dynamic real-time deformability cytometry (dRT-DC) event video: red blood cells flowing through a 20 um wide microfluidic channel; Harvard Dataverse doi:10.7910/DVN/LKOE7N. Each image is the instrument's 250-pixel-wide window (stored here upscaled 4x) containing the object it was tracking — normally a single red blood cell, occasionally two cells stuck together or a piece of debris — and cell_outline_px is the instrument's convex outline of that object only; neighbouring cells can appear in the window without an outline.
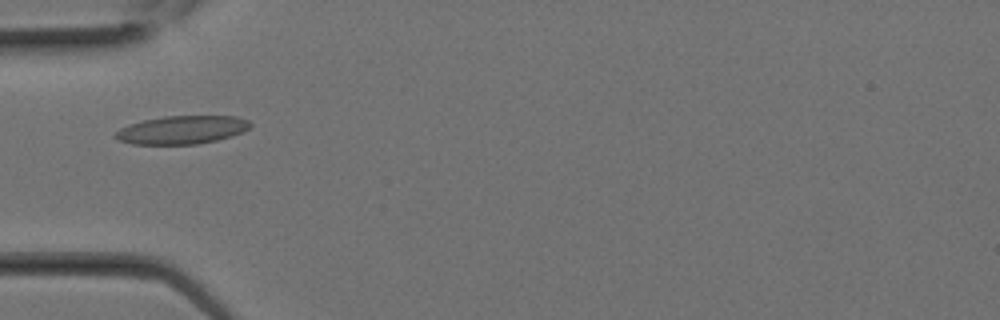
{"species": "Egyptian fruit bat (a non-hibernating species)", "species_latin": "Rousettus aegyptiacus", "temperature_condition": "room temperature", "stored_images_in_passage": 4, "camera_frame_rate_fps": 3000, "um_per_image_px": 0.085, "animal": {"sex": "female"}, "frame": {"image": 1, "passage_image": 3, "time_ms": 0.667, "image_size_px": [1000, 320], "cell_outline_px": [[252, 124], [244, 132], [232, 136], [216, 140], [196, 144], [132, 144], [120, 140], [112, 136], [120, 128], [128, 124], [144, 120], [164, 116], [236, 116], [248, 120]], "centroid_in_image_um": [15.47, 11.03], "position_along_channel_um": 69.5, "area_um2": 22.2}}